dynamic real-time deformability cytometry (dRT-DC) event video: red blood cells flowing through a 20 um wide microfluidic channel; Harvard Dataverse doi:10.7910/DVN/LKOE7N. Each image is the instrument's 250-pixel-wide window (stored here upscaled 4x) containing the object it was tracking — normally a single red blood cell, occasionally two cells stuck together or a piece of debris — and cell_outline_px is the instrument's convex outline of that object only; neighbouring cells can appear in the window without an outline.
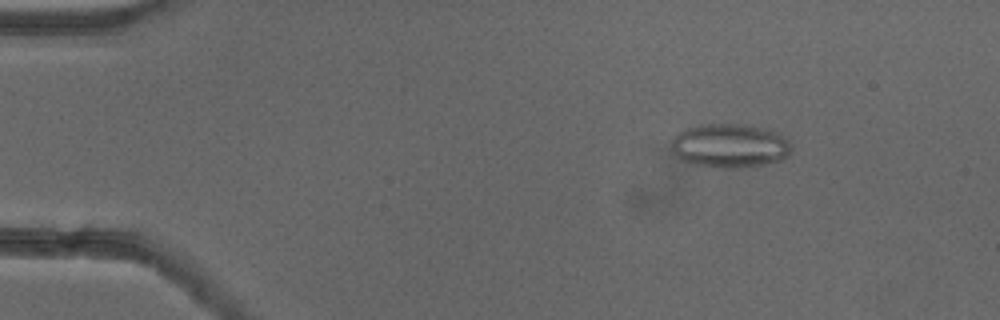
{"species": "common noctule bat (a hibernating species)", "species_latin": "Nyctalus noctula", "temperature_condition": "cold", "stored_images_in_passage": 53, "camera_frame_rate_fps": 3000, "um_per_image_px": 0.085, "animal": {"sex": "female"}, "frame": {"image": 1, "passage_image": 8, "time_ms": 2.333, "image_size_px": [1000, 320], "cell_outline_px": [[792, 152], [788, 156], [780, 160], [740, 168], [720, 168], [692, 164], [680, 160], [672, 152], [672, 140], [680, 132], [688, 128], [700, 124], [736, 124], [764, 128], [784, 136], [792, 144]], "centroid_in_image_um": [62.03, 12.4], "position_along_channel_um": 23.0, "area_um2": 30.69}}
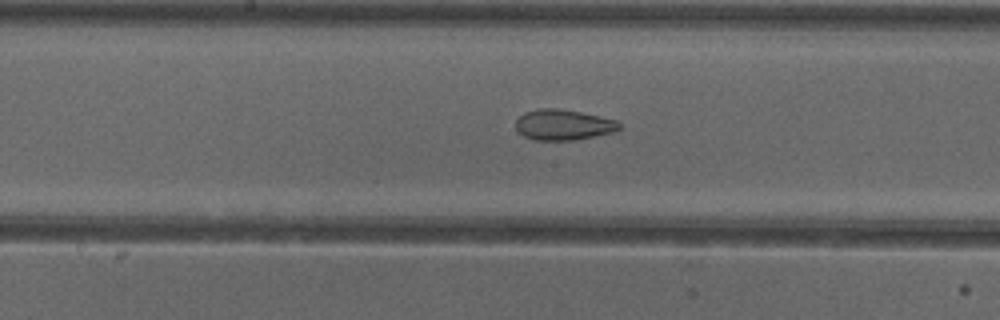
{"frame": {"image": 2, "passage_image": 28, "time_ms": 9.0, "image_size_px": [1000, 320], "cell_outline_px": [[620, 128], [616, 132], [572, 140], [532, 140], [524, 136], [516, 128], [516, 120], [524, 112], [540, 108], [556, 108], [580, 112], [616, 120], [620, 124]], "centroid_in_image_um": [47.87, 10.61], "position_along_channel_um": 200.3, "area_um2": 18.38}}
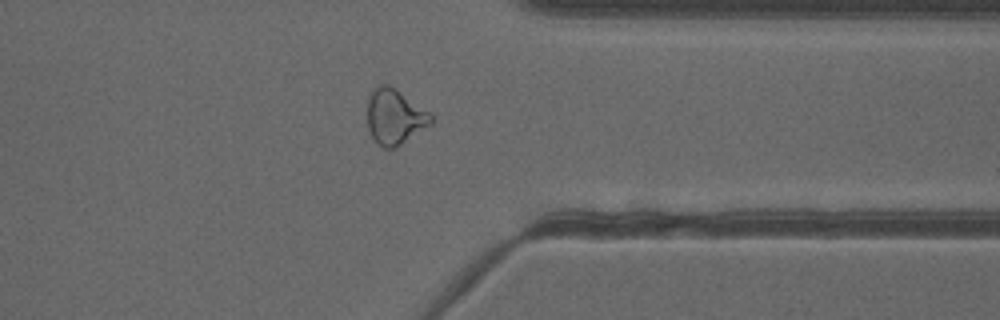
{"frame": {"image": 3, "passage_image": 42, "time_ms": 13.667, "image_size_px": [1000, 320], "cell_outline_px": [[432, 124], [396, 148], [384, 148], [372, 136], [368, 128], [368, 100], [372, 88], [380, 84], [388, 84], [432, 112]], "centroid_in_image_um": [33.58, 9.91], "position_along_channel_um": 377.8, "area_um2": 20.63}, "authors_computed_cell_mechanics": {"area_um2": 22.3686, "velocity_mm_per_s": 3.9151, "shape_relaxation_time_tau1_ms": null, "shape_relaxation_time_tau2_ms": 2.0, "deformation_change_tau1": null, "deformation_change_tau2": 0.0865}}